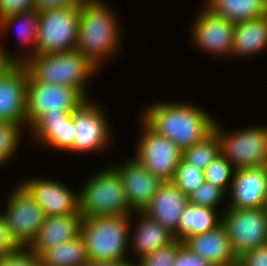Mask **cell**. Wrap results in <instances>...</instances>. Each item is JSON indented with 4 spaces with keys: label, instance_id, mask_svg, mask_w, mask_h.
I'll return each mask as SVG.
<instances>
[{
    "label": "cell",
    "instance_id": "obj_13",
    "mask_svg": "<svg viewBox=\"0 0 267 266\" xmlns=\"http://www.w3.org/2000/svg\"><path fill=\"white\" fill-rule=\"evenodd\" d=\"M222 224L237 258L244 252L267 243V207L227 208L222 213Z\"/></svg>",
    "mask_w": 267,
    "mask_h": 266
},
{
    "label": "cell",
    "instance_id": "obj_26",
    "mask_svg": "<svg viewBox=\"0 0 267 266\" xmlns=\"http://www.w3.org/2000/svg\"><path fill=\"white\" fill-rule=\"evenodd\" d=\"M204 6L214 14L240 23L267 14V0H204Z\"/></svg>",
    "mask_w": 267,
    "mask_h": 266
},
{
    "label": "cell",
    "instance_id": "obj_2",
    "mask_svg": "<svg viewBox=\"0 0 267 266\" xmlns=\"http://www.w3.org/2000/svg\"><path fill=\"white\" fill-rule=\"evenodd\" d=\"M106 0H84L80 8L76 50L101 72L103 65L120 54L122 25Z\"/></svg>",
    "mask_w": 267,
    "mask_h": 266
},
{
    "label": "cell",
    "instance_id": "obj_18",
    "mask_svg": "<svg viewBox=\"0 0 267 266\" xmlns=\"http://www.w3.org/2000/svg\"><path fill=\"white\" fill-rule=\"evenodd\" d=\"M38 27L39 10L37 8L0 18V39L3 40H0V51L10 62L23 63L27 58L35 55L37 52ZM11 30L17 31L16 36L19 37L17 41L19 40L18 42L21 45L14 52H9L6 49V42H4L6 39L3 38L7 37ZM13 33L15 34V32ZM19 47L21 49L18 50Z\"/></svg>",
    "mask_w": 267,
    "mask_h": 266
},
{
    "label": "cell",
    "instance_id": "obj_4",
    "mask_svg": "<svg viewBox=\"0 0 267 266\" xmlns=\"http://www.w3.org/2000/svg\"><path fill=\"white\" fill-rule=\"evenodd\" d=\"M131 215L83 217L81 236L88 260L109 262L130 260L129 230Z\"/></svg>",
    "mask_w": 267,
    "mask_h": 266
},
{
    "label": "cell",
    "instance_id": "obj_12",
    "mask_svg": "<svg viewBox=\"0 0 267 266\" xmlns=\"http://www.w3.org/2000/svg\"><path fill=\"white\" fill-rule=\"evenodd\" d=\"M189 29V43L210 57L231 61L235 23L214 14L204 5L196 11Z\"/></svg>",
    "mask_w": 267,
    "mask_h": 266
},
{
    "label": "cell",
    "instance_id": "obj_17",
    "mask_svg": "<svg viewBox=\"0 0 267 266\" xmlns=\"http://www.w3.org/2000/svg\"><path fill=\"white\" fill-rule=\"evenodd\" d=\"M227 197V208L267 207V165L235 169Z\"/></svg>",
    "mask_w": 267,
    "mask_h": 266
},
{
    "label": "cell",
    "instance_id": "obj_21",
    "mask_svg": "<svg viewBox=\"0 0 267 266\" xmlns=\"http://www.w3.org/2000/svg\"><path fill=\"white\" fill-rule=\"evenodd\" d=\"M188 203L187 194L172 181H165L142 212L173 233L178 228L181 214Z\"/></svg>",
    "mask_w": 267,
    "mask_h": 266
},
{
    "label": "cell",
    "instance_id": "obj_9",
    "mask_svg": "<svg viewBox=\"0 0 267 266\" xmlns=\"http://www.w3.org/2000/svg\"><path fill=\"white\" fill-rule=\"evenodd\" d=\"M8 194L1 211L8 231L20 247H29L46 218L45 211L19 182Z\"/></svg>",
    "mask_w": 267,
    "mask_h": 266
},
{
    "label": "cell",
    "instance_id": "obj_39",
    "mask_svg": "<svg viewBox=\"0 0 267 266\" xmlns=\"http://www.w3.org/2000/svg\"><path fill=\"white\" fill-rule=\"evenodd\" d=\"M84 0H35L36 8L41 11L45 9L72 7L81 4Z\"/></svg>",
    "mask_w": 267,
    "mask_h": 266
},
{
    "label": "cell",
    "instance_id": "obj_14",
    "mask_svg": "<svg viewBox=\"0 0 267 266\" xmlns=\"http://www.w3.org/2000/svg\"><path fill=\"white\" fill-rule=\"evenodd\" d=\"M45 211L46 216L79 213L78 190L48 176L25 177L18 181Z\"/></svg>",
    "mask_w": 267,
    "mask_h": 266
},
{
    "label": "cell",
    "instance_id": "obj_37",
    "mask_svg": "<svg viewBox=\"0 0 267 266\" xmlns=\"http://www.w3.org/2000/svg\"><path fill=\"white\" fill-rule=\"evenodd\" d=\"M20 246L12 238L8 231L5 218L0 212V259L17 251Z\"/></svg>",
    "mask_w": 267,
    "mask_h": 266
},
{
    "label": "cell",
    "instance_id": "obj_15",
    "mask_svg": "<svg viewBox=\"0 0 267 266\" xmlns=\"http://www.w3.org/2000/svg\"><path fill=\"white\" fill-rule=\"evenodd\" d=\"M27 80L23 63L10 62L0 73V122H14L27 127Z\"/></svg>",
    "mask_w": 267,
    "mask_h": 266
},
{
    "label": "cell",
    "instance_id": "obj_11",
    "mask_svg": "<svg viewBox=\"0 0 267 266\" xmlns=\"http://www.w3.org/2000/svg\"><path fill=\"white\" fill-rule=\"evenodd\" d=\"M87 98L76 88L27 80V128L28 130L45 113H72Z\"/></svg>",
    "mask_w": 267,
    "mask_h": 266
},
{
    "label": "cell",
    "instance_id": "obj_6",
    "mask_svg": "<svg viewBox=\"0 0 267 266\" xmlns=\"http://www.w3.org/2000/svg\"><path fill=\"white\" fill-rule=\"evenodd\" d=\"M107 111L97 100L89 97L71 113L75 130L73 146L67 151L73 155H89L107 151L113 142V126Z\"/></svg>",
    "mask_w": 267,
    "mask_h": 266
},
{
    "label": "cell",
    "instance_id": "obj_3",
    "mask_svg": "<svg viewBox=\"0 0 267 266\" xmlns=\"http://www.w3.org/2000/svg\"><path fill=\"white\" fill-rule=\"evenodd\" d=\"M28 75L37 82L78 89L88 99V84L100 72L76 49L67 52L35 54L23 62Z\"/></svg>",
    "mask_w": 267,
    "mask_h": 266
},
{
    "label": "cell",
    "instance_id": "obj_8",
    "mask_svg": "<svg viewBox=\"0 0 267 266\" xmlns=\"http://www.w3.org/2000/svg\"><path fill=\"white\" fill-rule=\"evenodd\" d=\"M81 4L39 11L36 54L76 49Z\"/></svg>",
    "mask_w": 267,
    "mask_h": 266
},
{
    "label": "cell",
    "instance_id": "obj_1",
    "mask_svg": "<svg viewBox=\"0 0 267 266\" xmlns=\"http://www.w3.org/2000/svg\"><path fill=\"white\" fill-rule=\"evenodd\" d=\"M157 100L144 106L140 118L155 132L167 137L182 151L214 131L217 118L203 106L189 101Z\"/></svg>",
    "mask_w": 267,
    "mask_h": 266
},
{
    "label": "cell",
    "instance_id": "obj_40",
    "mask_svg": "<svg viewBox=\"0 0 267 266\" xmlns=\"http://www.w3.org/2000/svg\"><path fill=\"white\" fill-rule=\"evenodd\" d=\"M123 261L94 262L88 261L84 266H135V262L131 259Z\"/></svg>",
    "mask_w": 267,
    "mask_h": 266
},
{
    "label": "cell",
    "instance_id": "obj_32",
    "mask_svg": "<svg viewBox=\"0 0 267 266\" xmlns=\"http://www.w3.org/2000/svg\"><path fill=\"white\" fill-rule=\"evenodd\" d=\"M204 181V170L186 162L183 158H181L172 182L183 193L189 196Z\"/></svg>",
    "mask_w": 267,
    "mask_h": 266
},
{
    "label": "cell",
    "instance_id": "obj_23",
    "mask_svg": "<svg viewBox=\"0 0 267 266\" xmlns=\"http://www.w3.org/2000/svg\"><path fill=\"white\" fill-rule=\"evenodd\" d=\"M82 219L80 214L46 216L29 248L39 256L44 250L79 236Z\"/></svg>",
    "mask_w": 267,
    "mask_h": 266
},
{
    "label": "cell",
    "instance_id": "obj_38",
    "mask_svg": "<svg viewBox=\"0 0 267 266\" xmlns=\"http://www.w3.org/2000/svg\"><path fill=\"white\" fill-rule=\"evenodd\" d=\"M34 8L35 0H0V18Z\"/></svg>",
    "mask_w": 267,
    "mask_h": 266
},
{
    "label": "cell",
    "instance_id": "obj_28",
    "mask_svg": "<svg viewBox=\"0 0 267 266\" xmlns=\"http://www.w3.org/2000/svg\"><path fill=\"white\" fill-rule=\"evenodd\" d=\"M28 131L24 124L14 122H0V168H4L15 159L16 154L23 146V132ZM10 161V162H9ZM7 164V165H6Z\"/></svg>",
    "mask_w": 267,
    "mask_h": 266
},
{
    "label": "cell",
    "instance_id": "obj_20",
    "mask_svg": "<svg viewBox=\"0 0 267 266\" xmlns=\"http://www.w3.org/2000/svg\"><path fill=\"white\" fill-rule=\"evenodd\" d=\"M173 240V233L160 222L148 217L143 212H133L131 214L129 250L133 256L135 254L136 260L133 261H137L142 256L148 255L150 252L169 244Z\"/></svg>",
    "mask_w": 267,
    "mask_h": 266
},
{
    "label": "cell",
    "instance_id": "obj_10",
    "mask_svg": "<svg viewBox=\"0 0 267 266\" xmlns=\"http://www.w3.org/2000/svg\"><path fill=\"white\" fill-rule=\"evenodd\" d=\"M140 137L132 157L163 182L172 181L182 150L170 139L153 131L142 119Z\"/></svg>",
    "mask_w": 267,
    "mask_h": 266
},
{
    "label": "cell",
    "instance_id": "obj_25",
    "mask_svg": "<svg viewBox=\"0 0 267 266\" xmlns=\"http://www.w3.org/2000/svg\"><path fill=\"white\" fill-rule=\"evenodd\" d=\"M221 223L222 213L219 210L188 203L181 214L178 228L173 232L174 239L184 242L188 237L210 231Z\"/></svg>",
    "mask_w": 267,
    "mask_h": 266
},
{
    "label": "cell",
    "instance_id": "obj_31",
    "mask_svg": "<svg viewBox=\"0 0 267 266\" xmlns=\"http://www.w3.org/2000/svg\"><path fill=\"white\" fill-rule=\"evenodd\" d=\"M234 172L233 165L220 154L204 169V178L205 181L228 193Z\"/></svg>",
    "mask_w": 267,
    "mask_h": 266
},
{
    "label": "cell",
    "instance_id": "obj_30",
    "mask_svg": "<svg viewBox=\"0 0 267 266\" xmlns=\"http://www.w3.org/2000/svg\"><path fill=\"white\" fill-rule=\"evenodd\" d=\"M188 198L189 203L193 205L207 206L219 211L221 210V213L227 209V193L222 188L214 186L207 181H204L197 189H195ZM222 202H225V204Z\"/></svg>",
    "mask_w": 267,
    "mask_h": 266
},
{
    "label": "cell",
    "instance_id": "obj_33",
    "mask_svg": "<svg viewBox=\"0 0 267 266\" xmlns=\"http://www.w3.org/2000/svg\"><path fill=\"white\" fill-rule=\"evenodd\" d=\"M183 243L180 239H174L169 244L137 259L135 266H173L176 253Z\"/></svg>",
    "mask_w": 267,
    "mask_h": 266
},
{
    "label": "cell",
    "instance_id": "obj_36",
    "mask_svg": "<svg viewBox=\"0 0 267 266\" xmlns=\"http://www.w3.org/2000/svg\"><path fill=\"white\" fill-rule=\"evenodd\" d=\"M238 261L242 266H267V243L244 252Z\"/></svg>",
    "mask_w": 267,
    "mask_h": 266
},
{
    "label": "cell",
    "instance_id": "obj_29",
    "mask_svg": "<svg viewBox=\"0 0 267 266\" xmlns=\"http://www.w3.org/2000/svg\"><path fill=\"white\" fill-rule=\"evenodd\" d=\"M220 154V139L216 132L213 131L204 140L184 149L182 158L186 162L204 170Z\"/></svg>",
    "mask_w": 267,
    "mask_h": 266
},
{
    "label": "cell",
    "instance_id": "obj_24",
    "mask_svg": "<svg viewBox=\"0 0 267 266\" xmlns=\"http://www.w3.org/2000/svg\"><path fill=\"white\" fill-rule=\"evenodd\" d=\"M267 14L235 24L231 59H252L267 50Z\"/></svg>",
    "mask_w": 267,
    "mask_h": 266
},
{
    "label": "cell",
    "instance_id": "obj_35",
    "mask_svg": "<svg viewBox=\"0 0 267 266\" xmlns=\"http://www.w3.org/2000/svg\"><path fill=\"white\" fill-rule=\"evenodd\" d=\"M173 266H213V265H211L208 261L202 259L198 254L194 253L183 243L176 253Z\"/></svg>",
    "mask_w": 267,
    "mask_h": 266
},
{
    "label": "cell",
    "instance_id": "obj_5",
    "mask_svg": "<svg viewBox=\"0 0 267 266\" xmlns=\"http://www.w3.org/2000/svg\"><path fill=\"white\" fill-rule=\"evenodd\" d=\"M108 166H102L92 176H88L81 187H78L79 213L82 217L133 213L127 202L119 173L110 163Z\"/></svg>",
    "mask_w": 267,
    "mask_h": 266
},
{
    "label": "cell",
    "instance_id": "obj_22",
    "mask_svg": "<svg viewBox=\"0 0 267 266\" xmlns=\"http://www.w3.org/2000/svg\"><path fill=\"white\" fill-rule=\"evenodd\" d=\"M184 244L213 266L227 265L238 260L222 223L210 231L188 237Z\"/></svg>",
    "mask_w": 267,
    "mask_h": 266
},
{
    "label": "cell",
    "instance_id": "obj_19",
    "mask_svg": "<svg viewBox=\"0 0 267 266\" xmlns=\"http://www.w3.org/2000/svg\"><path fill=\"white\" fill-rule=\"evenodd\" d=\"M75 129L71 113H45L28 133L40 149L42 146L66 153L73 146Z\"/></svg>",
    "mask_w": 267,
    "mask_h": 266
},
{
    "label": "cell",
    "instance_id": "obj_27",
    "mask_svg": "<svg viewBox=\"0 0 267 266\" xmlns=\"http://www.w3.org/2000/svg\"><path fill=\"white\" fill-rule=\"evenodd\" d=\"M43 266H84L88 260L87 248L81 234L39 255Z\"/></svg>",
    "mask_w": 267,
    "mask_h": 266
},
{
    "label": "cell",
    "instance_id": "obj_16",
    "mask_svg": "<svg viewBox=\"0 0 267 266\" xmlns=\"http://www.w3.org/2000/svg\"><path fill=\"white\" fill-rule=\"evenodd\" d=\"M130 157L115 161L111 163V166L119 173L123 181L130 209L133 212H142L148 206L163 181L151 174L134 157L131 155Z\"/></svg>",
    "mask_w": 267,
    "mask_h": 266
},
{
    "label": "cell",
    "instance_id": "obj_41",
    "mask_svg": "<svg viewBox=\"0 0 267 266\" xmlns=\"http://www.w3.org/2000/svg\"><path fill=\"white\" fill-rule=\"evenodd\" d=\"M10 63V61L4 56V54L0 51V73L2 70Z\"/></svg>",
    "mask_w": 267,
    "mask_h": 266
},
{
    "label": "cell",
    "instance_id": "obj_7",
    "mask_svg": "<svg viewBox=\"0 0 267 266\" xmlns=\"http://www.w3.org/2000/svg\"><path fill=\"white\" fill-rule=\"evenodd\" d=\"M221 121L215 122L214 131L221 144V154L235 169L267 165V125L224 129Z\"/></svg>",
    "mask_w": 267,
    "mask_h": 266
},
{
    "label": "cell",
    "instance_id": "obj_42",
    "mask_svg": "<svg viewBox=\"0 0 267 266\" xmlns=\"http://www.w3.org/2000/svg\"><path fill=\"white\" fill-rule=\"evenodd\" d=\"M222 266H242V264L237 260L231 264H227V265H222Z\"/></svg>",
    "mask_w": 267,
    "mask_h": 266
},
{
    "label": "cell",
    "instance_id": "obj_34",
    "mask_svg": "<svg viewBox=\"0 0 267 266\" xmlns=\"http://www.w3.org/2000/svg\"><path fill=\"white\" fill-rule=\"evenodd\" d=\"M0 266H43L40 257L29 247H20L14 253L0 259Z\"/></svg>",
    "mask_w": 267,
    "mask_h": 266
}]
</instances>
